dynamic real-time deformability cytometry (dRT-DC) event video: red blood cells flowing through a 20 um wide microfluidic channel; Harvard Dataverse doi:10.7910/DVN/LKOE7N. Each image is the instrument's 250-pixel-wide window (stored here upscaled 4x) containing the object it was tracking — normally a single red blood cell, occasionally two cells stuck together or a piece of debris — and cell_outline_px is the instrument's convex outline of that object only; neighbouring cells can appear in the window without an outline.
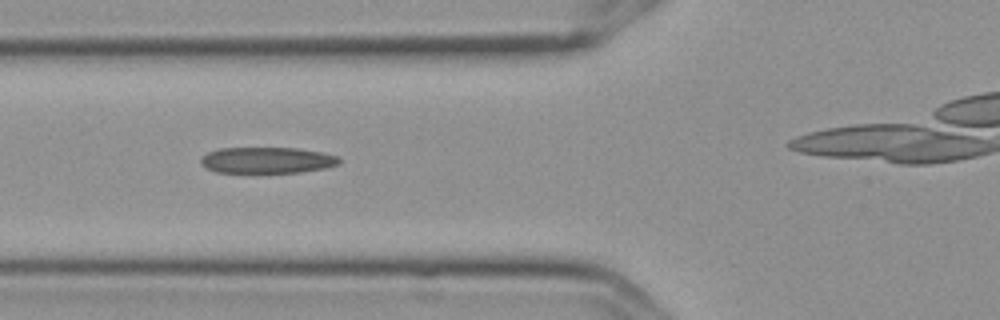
{"species": "Egyptian fruit bat (a non-hibernating species)", "species_latin": "Rousettus aegyptiacus", "temperature_condition": "cold", "stored_images_in_passage": 11, "camera_frame_rate_fps": 3000, "um_per_image_px": 0.085, "frame": {"image": 1, "passage_image": 5, "time_ms": 1.333, "image_size_px": [1000, 320], "cell_outline_px": [[340, 164], [324, 168], [300, 172], [216, 172], [200, 164], [200, 156], [208, 152], [220, 148], [296, 148], [324, 152], [336, 156], [340, 160]], "centroid_in_image_um": [22.68, 13.61], "position_along_channel_um": 103.1, "area_um2": 21.04}}
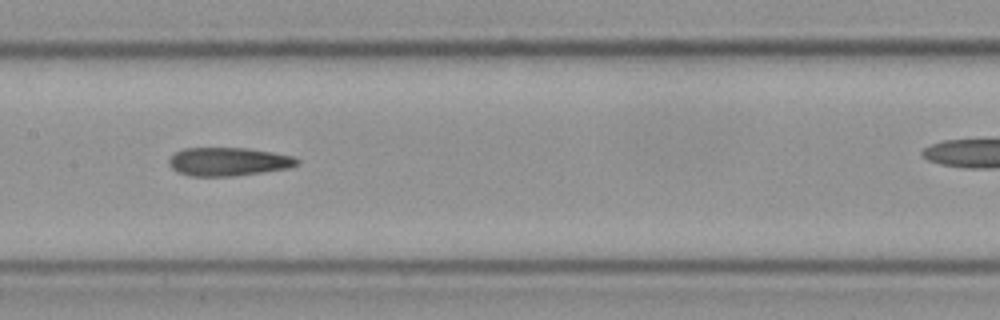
{"frame": {"image": 2, "passage_image": 7, "time_ms": 2.0, "image_size_px": [1000, 320], "cell_outline_px": [[300, 160], [296, 164], [288, 168], [264, 172], [236, 176], [188, 176], [176, 172], [168, 164], [168, 160], [176, 152], [184, 148], [244, 148], [272, 152], [292, 156]], "centroid_in_image_um": [19.37, 13.75], "position_along_channel_um": 188.0, "area_um2": 21.21}}